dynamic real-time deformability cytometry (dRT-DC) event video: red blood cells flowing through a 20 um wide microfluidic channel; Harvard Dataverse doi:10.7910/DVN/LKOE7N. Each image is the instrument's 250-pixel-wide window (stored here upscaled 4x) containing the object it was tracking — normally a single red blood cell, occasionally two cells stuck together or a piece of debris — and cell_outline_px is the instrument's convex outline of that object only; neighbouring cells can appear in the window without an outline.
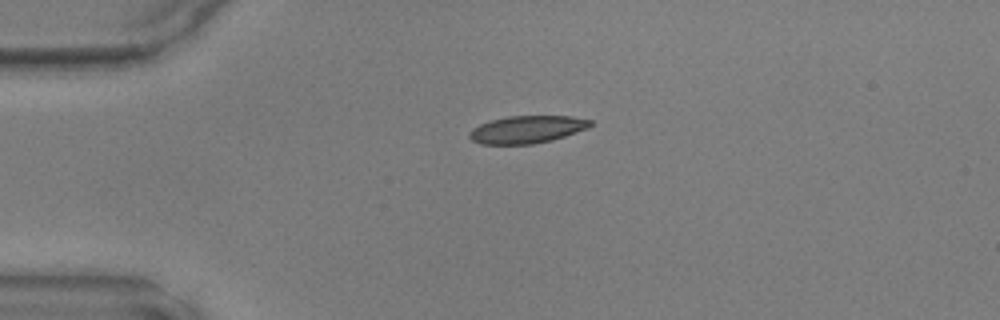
{"species": "common noctule bat (a hibernating species)", "species_latin": "Nyctalus noctula", "temperature_condition": "warm", "stored_images_in_passage": 11, "camera_frame_rate_fps": 3000, "um_per_image_px": 0.085, "animal": {"sex": "male", "body_mass_g": 17.9, "forearm_length_mm": 54.2}, "frame": {"image": 1, "passage_image": 1, "time_ms": 0.0, "image_size_px": [1000, 320], "cell_outline_px": [[592, 124], [588, 128], [552, 140], [532, 144], [480, 144], [472, 140], [468, 136], [468, 132], [472, 128], [480, 124], [492, 120], [508, 116], [572, 116], [592, 120]], "centroid_in_image_um": [44.78, 11.0], "position_along_channel_um": 40.2, "area_um2": 19.36}}
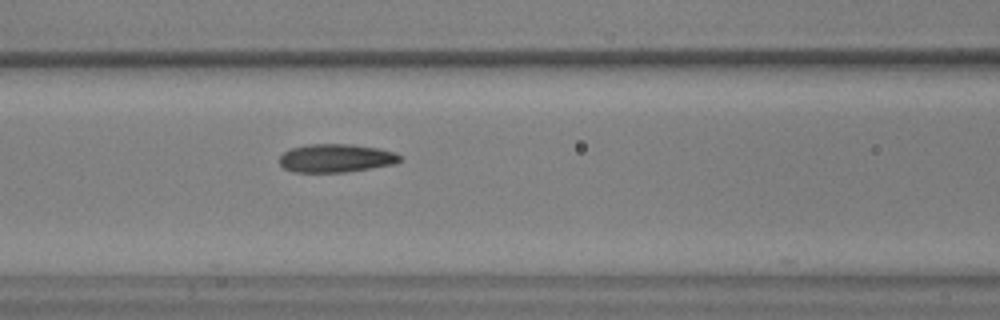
{"frame": {"image": 2, "passage_image": 10, "time_ms": 3.0, "image_size_px": [1000, 320], "cell_outline_px": [[404, 156], [396, 164], [344, 172], [296, 172], [284, 168], [280, 164], [280, 156], [284, 152], [292, 148], [308, 144], [352, 144], [380, 148], [396, 152]], "centroid_in_image_um": [28.62, 13.43], "position_along_channel_um": 138.0, "area_um2": 20.0}}